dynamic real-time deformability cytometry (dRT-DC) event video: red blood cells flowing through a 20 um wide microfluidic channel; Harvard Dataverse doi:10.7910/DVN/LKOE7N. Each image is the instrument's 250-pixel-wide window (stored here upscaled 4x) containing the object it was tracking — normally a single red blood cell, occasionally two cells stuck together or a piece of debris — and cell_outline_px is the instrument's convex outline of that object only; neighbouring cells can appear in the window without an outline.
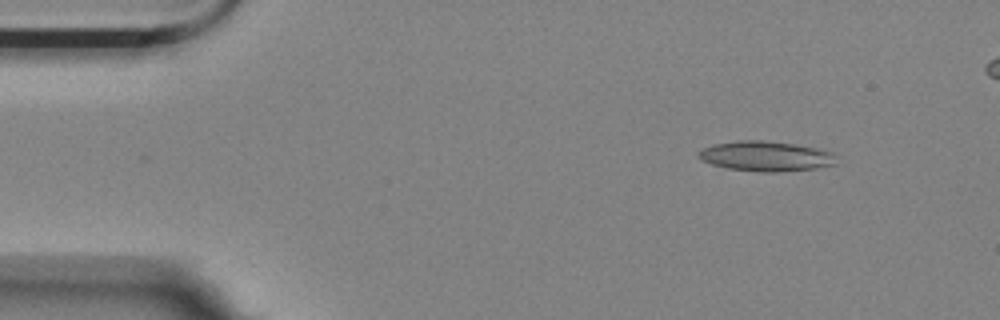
{"species": "Egyptian fruit bat (a non-hibernating species)", "species_latin": "Rousettus aegyptiacus", "temperature_condition": "room temperature", "stored_images_in_passage": 48, "camera_frame_rate_fps": 3000, "um_per_image_px": 0.085, "animal": {"sex": "female"}, "frame": {"image": 1, "passage_image": 1, "time_ms": 0.0, "image_size_px": [1000, 320], "cell_outline_px": [[836, 164], [816, 168], [776, 172], [760, 172], [728, 168], [712, 164], [700, 160], [696, 156], [696, 152], [712, 144], [736, 140], [760, 140], [792, 144], [816, 148], [832, 152]], "centroid_in_image_um": [65.02, 13.27], "position_along_channel_um": 20.0, "area_um2": 24.04}}
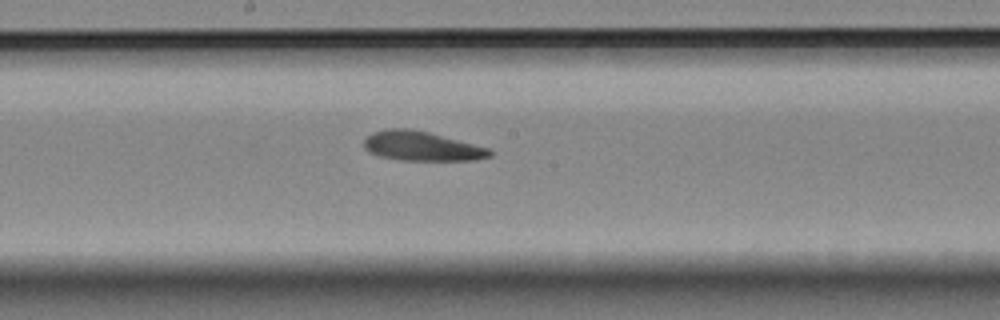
{"frame": {"image": 2, "passage_image": 24, "time_ms": 7.667, "image_size_px": [1000, 320], "cell_outline_px": [[492, 156], [472, 160], [400, 160], [376, 156], [368, 152], [364, 148], [364, 140], [372, 132], [388, 128], [408, 128], [428, 132], [488, 148], [492, 152]], "centroid_in_image_um": [35.78, 12.42], "position_along_channel_um": 212.4, "area_um2": 21.5}}
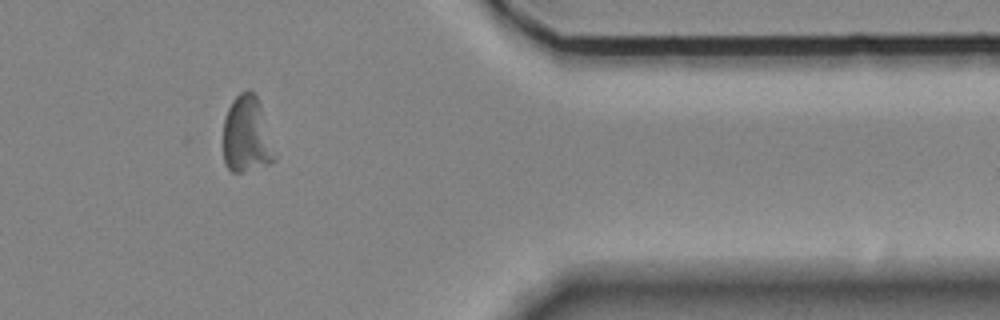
{"frame": {"image": 3, "passage_image": 41, "time_ms": 13.333, "image_size_px": [1000, 320], "cell_outline_px": [[276, 160], [268, 164], [240, 172], [232, 172], [224, 164], [224, 116], [232, 100], [240, 92], [248, 88], [256, 96], [260, 104], [276, 156]], "centroid_in_image_um": [20.95, 11.45], "position_along_channel_um": 390.4, "area_um2": 22.77}}